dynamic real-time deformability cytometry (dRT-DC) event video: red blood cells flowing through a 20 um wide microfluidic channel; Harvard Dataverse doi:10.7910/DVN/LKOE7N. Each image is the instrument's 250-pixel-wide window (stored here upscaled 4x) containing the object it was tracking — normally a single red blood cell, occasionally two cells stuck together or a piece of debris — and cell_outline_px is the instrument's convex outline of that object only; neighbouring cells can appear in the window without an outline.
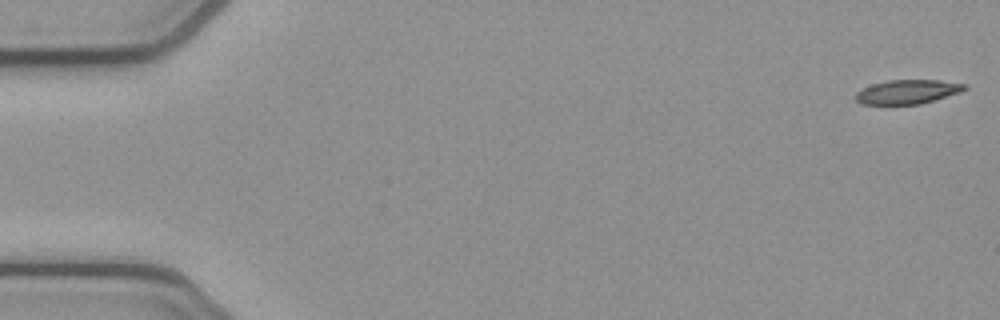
{"species": "common noctule bat (a hibernating species)", "species_latin": "Nyctalus noctula", "temperature_condition": "cold", "stored_images_in_passage": 53, "camera_frame_rate_fps": 3000, "um_per_image_px": 0.085, "animal": {"sex": "female", "body_mass_g": 21.9}, "frame": {"image": 1, "passage_image": 1, "time_ms": 0.0, "image_size_px": [1000, 320], "cell_outline_px": [[968, 88], [960, 92], [920, 104], [864, 104], [856, 100], [856, 92], [872, 84], [888, 80], [940, 80], [968, 84]], "centroid_in_image_um": [77.18, 7.79], "position_along_channel_um": 7.8, "area_um2": 15.2}}
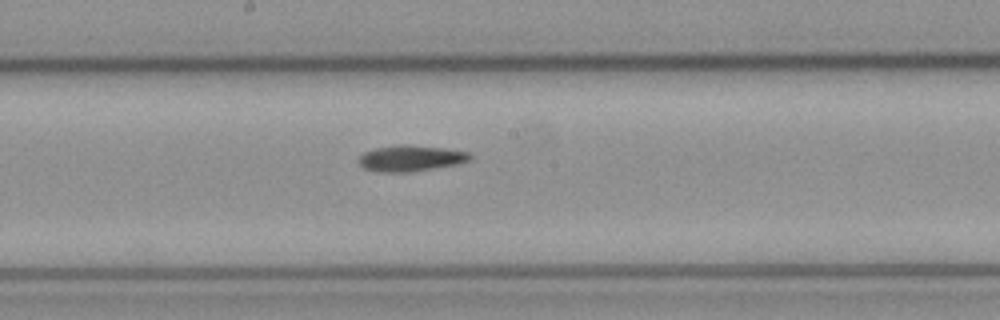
{"frame": {"image": 2, "passage_image": 28, "time_ms": 9.0, "image_size_px": [1000, 320], "cell_outline_px": [[472, 156], [468, 160], [460, 164], [408, 172], [380, 172], [364, 168], [360, 164], [360, 156], [364, 152], [376, 148], [396, 144], [408, 144], [444, 148], [468, 152]], "centroid_in_image_um": [34.92, 13.44], "position_along_channel_um": 213.3, "area_um2": 16.82}}
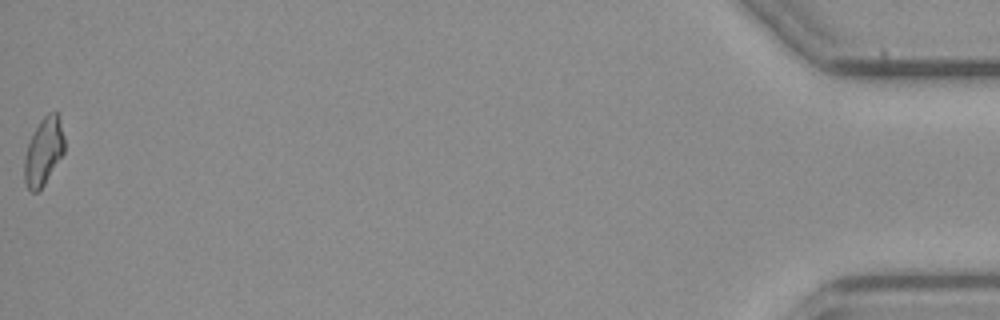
{"frame": {"image": 3, "passage_image": 53, "time_ms": 17.333, "image_size_px": [1000, 320], "cell_outline_px": [[64, 152], [44, 184], [36, 192], [32, 192], [28, 188], [24, 180], [24, 160], [28, 144], [40, 120], [48, 112], [60, 112], [64, 136]], "centroid_in_image_um": [3.73, 12.82], "position_along_channel_um": 431.5, "area_um2": 15.66}, "authors_computed_cell_mechanics": {"area_um2": 16.2996, "velocity_mm_per_s": 3.8715, "shape_relaxation_time_tau1_ms": 8.6303, "shape_relaxation_time_tau2_ms": null, "deformation_change_tau1": 0.2017, "deformation_change_tau2": null}}